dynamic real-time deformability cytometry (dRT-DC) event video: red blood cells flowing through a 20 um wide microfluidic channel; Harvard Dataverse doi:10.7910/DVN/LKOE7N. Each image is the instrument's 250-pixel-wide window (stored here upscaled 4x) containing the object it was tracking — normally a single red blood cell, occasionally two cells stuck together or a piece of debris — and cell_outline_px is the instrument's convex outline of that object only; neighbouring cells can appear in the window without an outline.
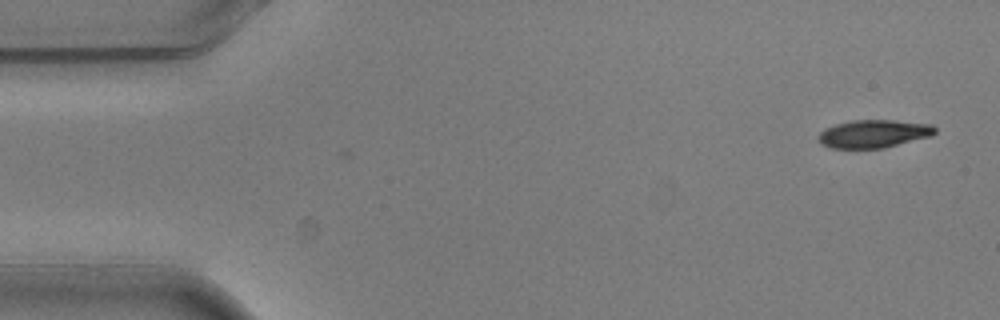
{"species": "common noctule bat (a hibernating species)", "species_latin": "Nyctalus noctula", "temperature_condition": "warm", "stored_images_in_passage": 4, "camera_frame_rate_fps": 3000, "um_per_image_px": 0.085, "animal": {"sex": "male", "body_mass_g": 20.5, "forearm_length_mm": 52.5}, "frame": {"image": 1, "passage_image": 1, "time_ms": 0.0, "image_size_px": [1000, 320], "cell_outline_px": [[936, 132], [932, 136], [884, 148], [832, 148], [820, 144], [816, 136], [824, 128], [836, 124], [852, 120], [892, 120], [932, 124], [936, 128]], "centroid_in_image_um": [74.25, 11.37], "position_along_channel_um": 10.8, "area_um2": 19.19}}